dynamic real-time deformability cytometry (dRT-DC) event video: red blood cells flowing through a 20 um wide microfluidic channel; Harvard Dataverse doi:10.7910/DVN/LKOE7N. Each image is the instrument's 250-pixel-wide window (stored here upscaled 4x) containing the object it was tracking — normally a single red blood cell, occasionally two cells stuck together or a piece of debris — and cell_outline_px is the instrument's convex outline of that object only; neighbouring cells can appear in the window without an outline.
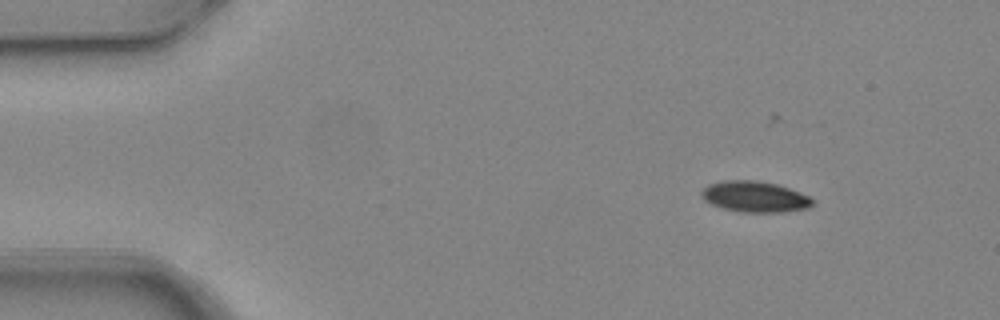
{"species": "common noctule bat (a hibernating species)", "species_latin": "Nyctalus noctula", "temperature_condition": "warm", "stored_images_in_passage": 4, "camera_frame_rate_fps": 3000, "um_per_image_px": 0.085, "animal": {"sex": "female", "body_mass_g": 24.6, "forearm_length_mm": 56.2}, "frame": {"image": 1, "passage_image": 1, "time_ms": 0.0, "image_size_px": [1000, 320], "cell_outline_px": [[812, 204], [808, 208], [784, 212], [740, 212], [724, 208], [712, 204], [704, 200], [700, 196], [700, 192], [708, 184], [724, 180], [756, 180], [776, 184], [788, 188], [808, 196], [812, 200]], "centroid_in_image_um": [64.11, 16.72], "position_along_channel_um": 20.9, "area_um2": 19.88}}